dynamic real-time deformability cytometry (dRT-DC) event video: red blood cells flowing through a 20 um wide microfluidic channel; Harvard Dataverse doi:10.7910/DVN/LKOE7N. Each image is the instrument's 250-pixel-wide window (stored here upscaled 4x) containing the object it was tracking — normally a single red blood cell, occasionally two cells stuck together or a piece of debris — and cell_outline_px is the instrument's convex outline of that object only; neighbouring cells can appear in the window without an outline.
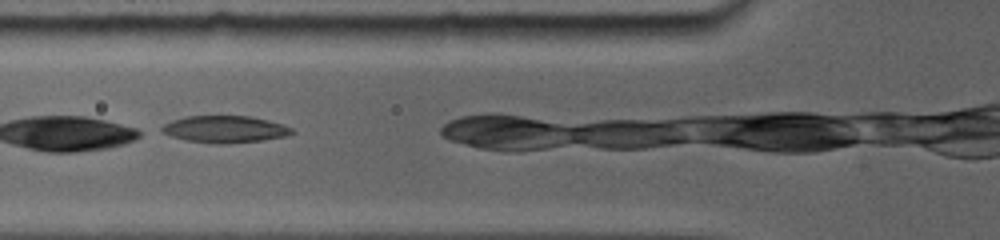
{"species": "common noctule bat (a hibernating species)", "species_latin": "Nyctalus noctula", "temperature_condition": "room temperature", "stored_images_in_passage": 15, "camera_frame_rate_fps": 5000, "um_per_image_px": 0.085, "animal": {"sex": "female", "body_mass_g": 19.0, "forearm_length_mm": 56.7}, "frame": {"image": 1, "passage_image": 3, "time_ms": 0.8, "image_size_px": [1000, 240], "cell_outline_px": [[292, 132], [284, 136], [260, 140], [188, 140], [172, 136], [164, 132], [160, 128], [164, 124], [172, 120], [188, 116], [248, 116], [280, 124], [292, 128]], "centroid_in_image_um": [19.07, 10.92], "position_along_channel_um": 106.7, "area_um2": 18.67}}